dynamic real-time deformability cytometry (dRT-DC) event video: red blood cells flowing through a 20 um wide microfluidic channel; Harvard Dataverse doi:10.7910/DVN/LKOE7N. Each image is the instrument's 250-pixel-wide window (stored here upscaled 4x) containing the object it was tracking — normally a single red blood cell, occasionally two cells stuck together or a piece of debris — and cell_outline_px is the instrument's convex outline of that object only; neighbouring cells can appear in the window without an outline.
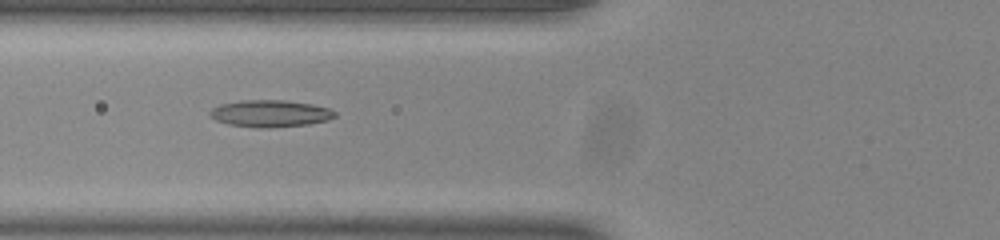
{"species": "common noctule bat (a hibernating species)", "species_latin": "Nyctalus noctula", "temperature_condition": "room temperature", "stored_images_in_passage": 47, "camera_frame_rate_fps": 3000, "um_per_image_px": 0.085, "animal": {"sex": "male", "body_mass_g": 20.0, "forearm_length_mm": 53.3}, "frame": {"image": 1, "passage_image": 15, "time_ms": 4.667, "image_size_px": [1000, 240], "cell_outline_px": [[336, 116], [328, 120], [308, 124], [228, 124], [216, 120], [208, 116], [208, 112], [212, 108], [220, 104], [240, 100], [284, 100], [312, 104], [328, 108], [336, 112]], "centroid_in_image_um": [22.96, 9.57], "position_along_channel_um": 102.8, "area_um2": 18.44}}
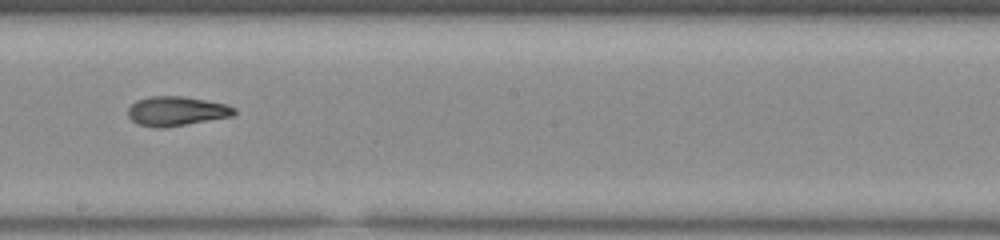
{"frame": {"image": 2, "passage_image": 25, "time_ms": 8.0, "image_size_px": [1000, 240], "cell_outline_px": [[236, 112], [232, 116], [160, 128], [136, 124], [128, 116], [128, 108], [136, 100], [148, 96], [184, 96], [228, 104], [236, 108]], "centroid_in_image_um": [14.98, 9.42], "position_along_channel_um": 233.2, "area_um2": 18.15}}
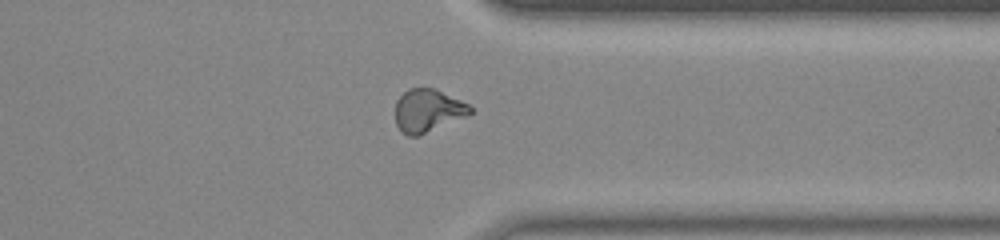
{"frame": {"image": 3, "passage_image": 36, "time_ms": 11.667, "image_size_px": [1000, 240], "cell_outline_px": [[472, 112], [468, 116], [420, 136], [408, 136], [400, 132], [396, 124], [396, 100], [408, 88], [436, 88], [468, 104], [472, 108]], "centroid_in_image_um": [36.36, 9.42], "position_along_channel_um": 375.0, "area_um2": 19.02}}